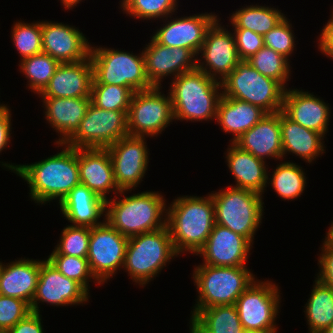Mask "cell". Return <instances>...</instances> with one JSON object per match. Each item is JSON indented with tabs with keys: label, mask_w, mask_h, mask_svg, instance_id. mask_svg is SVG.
I'll return each instance as SVG.
<instances>
[{
	"label": "cell",
	"mask_w": 333,
	"mask_h": 333,
	"mask_svg": "<svg viewBox=\"0 0 333 333\" xmlns=\"http://www.w3.org/2000/svg\"><path fill=\"white\" fill-rule=\"evenodd\" d=\"M57 145L62 146L61 152L32 164L1 163L4 168L16 173L29 184L30 198L38 205L57 199L60 203L80 184L78 149L65 143Z\"/></svg>",
	"instance_id": "obj_1"
},
{
	"label": "cell",
	"mask_w": 333,
	"mask_h": 333,
	"mask_svg": "<svg viewBox=\"0 0 333 333\" xmlns=\"http://www.w3.org/2000/svg\"><path fill=\"white\" fill-rule=\"evenodd\" d=\"M215 224L211 194L206 197L180 196L167 207V226L175 251L197 254Z\"/></svg>",
	"instance_id": "obj_2"
},
{
	"label": "cell",
	"mask_w": 333,
	"mask_h": 333,
	"mask_svg": "<svg viewBox=\"0 0 333 333\" xmlns=\"http://www.w3.org/2000/svg\"><path fill=\"white\" fill-rule=\"evenodd\" d=\"M118 196L106 201L105 220L125 237L167 226V205L161 193L144 191Z\"/></svg>",
	"instance_id": "obj_3"
},
{
	"label": "cell",
	"mask_w": 333,
	"mask_h": 333,
	"mask_svg": "<svg viewBox=\"0 0 333 333\" xmlns=\"http://www.w3.org/2000/svg\"><path fill=\"white\" fill-rule=\"evenodd\" d=\"M220 90L221 82L198 68L171 79L168 93L171 96L174 120H215L218 102L222 96Z\"/></svg>",
	"instance_id": "obj_4"
},
{
	"label": "cell",
	"mask_w": 333,
	"mask_h": 333,
	"mask_svg": "<svg viewBox=\"0 0 333 333\" xmlns=\"http://www.w3.org/2000/svg\"><path fill=\"white\" fill-rule=\"evenodd\" d=\"M255 278L247 266H196L193 281L199 295L191 314L216 305H234Z\"/></svg>",
	"instance_id": "obj_5"
},
{
	"label": "cell",
	"mask_w": 333,
	"mask_h": 333,
	"mask_svg": "<svg viewBox=\"0 0 333 333\" xmlns=\"http://www.w3.org/2000/svg\"><path fill=\"white\" fill-rule=\"evenodd\" d=\"M178 257L168 226L128 239L123 268L140 287L154 279L171 259Z\"/></svg>",
	"instance_id": "obj_6"
},
{
	"label": "cell",
	"mask_w": 333,
	"mask_h": 333,
	"mask_svg": "<svg viewBox=\"0 0 333 333\" xmlns=\"http://www.w3.org/2000/svg\"><path fill=\"white\" fill-rule=\"evenodd\" d=\"M214 203L215 223L245 237L252 245L262 223L263 195L227 186L210 193Z\"/></svg>",
	"instance_id": "obj_7"
},
{
	"label": "cell",
	"mask_w": 333,
	"mask_h": 333,
	"mask_svg": "<svg viewBox=\"0 0 333 333\" xmlns=\"http://www.w3.org/2000/svg\"><path fill=\"white\" fill-rule=\"evenodd\" d=\"M222 95L261 107L267 113L282 111L285 88L263 76L247 61H240L221 82Z\"/></svg>",
	"instance_id": "obj_8"
},
{
	"label": "cell",
	"mask_w": 333,
	"mask_h": 333,
	"mask_svg": "<svg viewBox=\"0 0 333 333\" xmlns=\"http://www.w3.org/2000/svg\"><path fill=\"white\" fill-rule=\"evenodd\" d=\"M139 54L114 48L91 47L93 78L99 84L124 86L133 92L151 89L154 86L147 77L143 53Z\"/></svg>",
	"instance_id": "obj_9"
},
{
	"label": "cell",
	"mask_w": 333,
	"mask_h": 333,
	"mask_svg": "<svg viewBox=\"0 0 333 333\" xmlns=\"http://www.w3.org/2000/svg\"><path fill=\"white\" fill-rule=\"evenodd\" d=\"M127 114L128 111L104 110L90 103L79 128L65 144L76 149H106L129 136Z\"/></svg>",
	"instance_id": "obj_10"
},
{
	"label": "cell",
	"mask_w": 333,
	"mask_h": 333,
	"mask_svg": "<svg viewBox=\"0 0 333 333\" xmlns=\"http://www.w3.org/2000/svg\"><path fill=\"white\" fill-rule=\"evenodd\" d=\"M162 87L134 92L127 114L130 136L157 137L174 121L171 96Z\"/></svg>",
	"instance_id": "obj_11"
},
{
	"label": "cell",
	"mask_w": 333,
	"mask_h": 333,
	"mask_svg": "<svg viewBox=\"0 0 333 333\" xmlns=\"http://www.w3.org/2000/svg\"><path fill=\"white\" fill-rule=\"evenodd\" d=\"M280 300L278 285L256 279L234 304L243 329L277 331L275 319L279 313Z\"/></svg>",
	"instance_id": "obj_12"
},
{
	"label": "cell",
	"mask_w": 333,
	"mask_h": 333,
	"mask_svg": "<svg viewBox=\"0 0 333 333\" xmlns=\"http://www.w3.org/2000/svg\"><path fill=\"white\" fill-rule=\"evenodd\" d=\"M128 239L106 220L90 228L87 259L92 274L102 285L123 269Z\"/></svg>",
	"instance_id": "obj_13"
},
{
	"label": "cell",
	"mask_w": 333,
	"mask_h": 333,
	"mask_svg": "<svg viewBox=\"0 0 333 333\" xmlns=\"http://www.w3.org/2000/svg\"><path fill=\"white\" fill-rule=\"evenodd\" d=\"M217 18L206 32L197 57V68L209 77L222 82L241 61L233 33L228 31ZM202 56V57H201ZM199 58V59H198ZM204 59V61H202Z\"/></svg>",
	"instance_id": "obj_14"
},
{
	"label": "cell",
	"mask_w": 333,
	"mask_h": 333,
	"mask_svg": "<svg viewBox=\"0 0 333 333\" xmlns=\"http://www.w3.org/2000/svg\"><path fill=\"white\" fill-rule=\"evenodd\" d=\"M145 137L127 136L106 148L110 154L120 191L134 190L146 174L149 153Z\"/></svg>",
	"instance_id": "obj_15"
},
{
	"label": "cell",
	"mask_w": 333,
	"mask_h": 333,
	"mask_svg": "<svg viewBox=\"0 0 333 333\" xmlns=\"http://www.w3.org/2000/svg\"><path fill=\"white\" fill-rule=\"evenodd\" d=\"M90 293L77 281L67 278L45 259L41 263L31 312L40 313L39 303L53 306H73L89 301Z\"/></svg>",
	"instance_id": "obj_16"
},
{
	"label": "cell",
	"mask_w": 333,
	"mask_h": 333,
	"mask_svg": "<svg viewBox=\"0 0 333 333\" xmlns=\"http://www.w3.org/2000/svg\"><path fill=\"white\" fill-rule=\"evenodd\" d=\"M145 71L153 86L161 87L162 79H172L197 68V56L187 48L166 47L157 43L152 37L150 43L142 50Z\"/></svg>",
	"instance_id": "obj_17"
},
{
	"label": "cell",
	"mask_w": 333,
	"mask_h": 333,
	"mask_svg": "<svg viewBox=\"0 0 333 333\" xmlns=\"http://www.w3.org/2000/svg\"><path fill=\"white\" fill-rule=\"evenodd\" d=\"M41 30L42 52L60 63L77 62L90 57L92 45L75 26L41 21Z\"/></svg>",
	"instance_id": "obj_18"
},
{
	"label": "cell",
	"mask_w": 333,
	"mask_h": 333,
	"mask_svg": "<svg viewBox=\"0 0 333 333\" xmlns=\"http://www.w3.org/2000/svg\"><path fill=\"white\" fill-rule=\"evenodd\" d=\"M217 18L216 14L206 12L192 16H181L170 19V21L166 17L165 24L156 30L152 38L166 47L187 48L198 57L206 32Z\"/></svg>",
	"instance_id": "obj_19"
},
{
	"label": "cell",
	"mask_w": 333,
	"mask_h": 333,
	"mask_svg": "<svg viewBox=\"0 0 333 333\" xmlns=\"http://www.w3.org/2000/svg\"><path fill=\"white\" fill-rule=\"evenodd\" d=\"M251 247L252 244L245 237L215 223L196 255L202 256V264L211 266H246Z\"/></svg>",
	"instance_id": "obj_20"
},
{
	"label": "cell",
	"mask_w": 333,
	"mask_h": 333,
	"mask_svg": "<svg viewBox=\"0 0 333 333\" xmlns=\"http://www.w3.org/2000/svg\"><path fill=\"white\" fill-rule=\"evenodd\" d=\"M78 165L80 183L105 201L109 199L107 195L110 192L114 191L115 195L119 194L122 197L125 192L132 191L119 190L115 181L112 160L107 149H78Z\"/></svg>",
	"instance_id": "obj_21"
},
{
	"label": "cell",
	"mask_w": 333,
	"mask_h": 333,
	"mask_svg": "<svg viewBox=\"0 0 333 333\" xmlns=\"http://www.w3.org/2000/svg\"><path fill=\"white\" fill-rule=\"evenodd\" d=\"M330 111L323 99L308 91L285 89L282 112L292 121L324 137L329 130Z\"/></svg>",
	"instance_id": "obj_22"
},
{
	"label": "cell",
	"mask_w": 333,
	"mask_h": 333,
	"mask_svg": "<svg viewBox=\"0 0 333 333\" xmlns=\"http://www.w3.org/2000/svg\"><path fill=\"white\" fill-rule=\"evenodd\" d=\"M93 66L90 57L77 62L60 63L38 97H90Z\"/></svg>",
	"instance_id": "obj_23"
},
{
	"label": "cell",
	"mask_w": 333,
	"mask_h": 333,
	"mask_svg": "<svg viewBox=\"0 0 333 333\" xmlns=\"http://www.w3.org/2000/svg\"><path fill=\"white\" fill-rule=\"evenodd\" d=\"M233 143L263 161L267 158L282 161L280 112L267 113Z\"/></svg>",
	"instance_id": "obj_24"
},
{
	"label": "cell",
	"mask_w": 333,
	"mask_h": 333,
	"mask_svg": "<svg viewBox=\"0 0 333 333\" xmlns=\"http://www.w3.org/2000/svg\"><path fill=\"white\" fill-rule=\"evenodd\" d=\"M44 105L45 119L60 134L57 143H65L79 128L85 117L91 97L60 98L41 97Z\"/></svg>",
	"instance_id": "obj_25"
},
{
	"label": "cell",
	"mask_w": 333,
	"mask_h": 333,
	"mask_svg": "<svg viewBox=\"0 0 333 333\" xmlns=\"http://www.w3.org/2000/svg\"><path fill=\"white\" fill-rule=\"evenodd\" d=\"M60 212L73 226L94 227L106 214V201L83 184L76 185L60 203Z\"/></svg>",
	"instance_id": "obj_26"
},
{
	"label": "cell",
	"mask_w": 333,
	"mask_h": 333,
	"mask_svg": "<svg viewBox=\"0 0 333 333\" xmlns=\"http://www.w3.org/2000/svg\"><path fill=\"white\" fill-rule=\"evenodd\" d=\"M43 261L24 257L4 264L0 278V295L18 298L31 305Z\"/></svg>",
	"instance_id": "obj_27"
},
{
	"label": "cell",
	"mask_w": 333,
	"mask_h": 333,
	"mask_svg": "<svg viewBox=\"0 0 333 333\" xmlns=\"http://www.w3.org/2000/svg\"><path fill=\"white\" fill-rule=\"evenodd\" d=\"M231 145V146H230ZM228 145L226 161L231 174L235 178V184L230 187L247 189L264 194L267 187L268 168L266 161L258 159L253 154L241 150L233 142Z\"/></svg>",
	"instance_id": "obj_28"
},
{
	"label": "cell",
	"mask_w": 333,
	"mask_h": 333,
	"mask_svg": "<svg viewBox=\"0 0 333 333\" xmlns=\"http://www.w3.org/2000/svg\"><path fill=\"white\" fill-rule=\"evenodd\" d=\"M281 142L283 158L292 153L306 163H312L319 155L325 153L324 136L307 129L289 119L280 111Z\"/></svg>",
	"instance_id": "obj_29"
},
{
	"label": "cell",
	"mask_w": 333,
	"mask_h": 333,
	"mask_svg": "<svg viewBox=\"0 0 333 333\" xmlns=\"http://www.w3.org/2000/svg\"><path fill=\"white\" fill-rule=\"evenodd\" d=\"M267 112L261 107L234 98L221 96L216 112V122L226 133H232L234 142L258 123Z\"/></svg>",
	"instance_id": "obj_30"
},
{
	"label": "cell",
	"mask_w": 333,
	"mask_h": 333,
	"mask_svg": "<svg viewBox=\"0 0 333 333\" xmlns=\"http://www.w3.org/2000/svg\"><path fill=\"white\" fill-rule=\"evenodd\" d=\"M314 282L304 312L309 333H321L333 323V290L317 278Z\"/></svg>",
	"instance_id": "obj_31"
},
{
	"label": "cell",
	"mask_w": 333,
	"mask_h": 333,
	"mask_svg": "<svg viewBox=\"0 0 333 333\" xmlns=\"http://www.w3.org/2000/svg\"><path fill=\"white\" fill-rule=\"evenodd\" d=\"M286 16L280 10L260 5L244 6L233 12L229 21L233 29H248L264 36Z\"/></svg>",
	"instance_id": "obj_32"
},
{
	"label": "cell",
	"mask_w": 333,
	"mask_h": 333,
	"mask_svg": "<svg viewBox=\"0 0 333 333\" xmlns=\"http://www.w3.org/2000/svg\"><path fill=\"white\" fill-rule=\"evenodd\" d=\"M306 173L296 163L290 161L280 162L272 172L267 173V184L273 187L283 200H294L300 197L306 187ZM270 176V178H269Z\"/></svg>",
	"instance_id": "obj_33"
},
{
	"label": "cell",
	"mask_w": 333,
	"mask_h": 333,
	"mask_svg": "<svg viewBox=\"0 0 333 333\" xmlns=\"http://www.w3.org/2000/svg\"><path fill=\"white\" fill-rule=\"evenodd\" d=\"M19 64L20 73L22 72L28 80V88L39 95L51 80L60 62L41 52L22 59Z\"/></svg>",
	"instance_id": "obj_34"
},
{
	"label": "cell",
	"mask_w": 333,
	"mask_h": 333,
	"mask_svg": "<svg viewBox=\"0 0 333 333\" xmlns=\"http://www.w3.org/2000/svg\"><path fill=\"white\" fill-rule=\"evenodd\" d=\"M246 61L260 74L278 81L287 89V81L291 76L290 62L287 58L264 46Z\"/></svg>",
	"instance_id": "obj_35"
},
{
	"label": "cell",
	"mask_w": 333,
	"mask_h": 333,
	"mask_svg": "<svg viewBox=\"0 0 333 333\" xmlns=\"http://www.w3.org/2000/svg\"><path fill=\"white\" fill-rule=\"evenodd\" d=\"M134 92L124 86L99 84L94 78L91 88V103L98 108L114 111H129Z\"/></svg>",
	"instance_id": "obj_36"
},
{
	"label": "cell",
	"mask_w": 333,
	"mask_h": 333,
	"mask_svg": "<svg viewBox=\"0 0 333 333\" xmlns=\"http://www.w3.org/2000/svg\"><path fill=\"white\" fill-rule=\"evenodd\" d=\"M196 316L215 333H242L244 330L235 305L212 306Z\"/></svg>",
	"instance_id": "obj_37"
},
{
	"label": "cell",
	"mask_w": 333,
	"mask_h": 333,
	"mask_svg": "<svg viewBox=\"0 0 333 333\" xmlns=\"http://www.w3.org/2000/svg\"><path fill=\"white\" fill-rule=\"evenodd\" d=\"M178 0H121L122 12L136 19L152 20L154 18H172Z\"/></svg>",
	"instance_id": "obj_38"
},
{
	"label": "cell",
	"mask_w": 333,
	"mask_h": 333,
	"mask_svg": "<svg viewBox=\"0 0 333 333\" xmlns=\"http://www.w3.org/2000/svg\"><path fill=\"white\" fill-rule=\"evenodd\" d=\"M12 41L20 54V60L42 52L41 21L15 22L11 29Z\"/></svg>",
	"instance_id": "obj_39"
},
{
	"label": "cell",
	"mask_w": 333,
	"mask_h": 333,
	"mask_svg": "<svg viewBox=\"0 0 333 333\" xmlns=\"http://www.w3.org/2000/svg\"><path fill=\"white\" fill-rule=\"evenodd\" d=\"M61 238L51 255H68L87 258L90 227L67 225L61 231Z\"/></svg>",
	"instance_id": "obj_40"
},
{
	"label": "cell",
	"mask_w": 333,
	"mask_h": 333,
	"mask_svg": "<svg viewBox=\"0 0 333 333\" xmlns=\"http://www.w3.org/2000/svg\"><path fill=\"white\" fill-rule=\"evenodd\" d=\"M47 260L67 278L80 283L88 292L90 291L89 282L101 283L92 274L87 258H80L68 255H49ZM96 281V282H95Z\"/></svg>",
	"instance_id": "obj_41"
},
{
	"label": "cell",
	"mask_w": 333,
	"mask_h": 333,
	"mask_svg": "<svg viewBox=\"0 0 333 333\" xmlns=\"http://www.w3.org/2000/svg\"><path fill=\"white\" fill-rule=\"evenodd\" d=\"M285 17L278 25L272 28L267 34L263 36L264 46L271 48L287 58L292 56V52L295 50L296 37L291 29L292 24Z\"/></svg>",
	"instance_id": "obj_42"
},
{
	"label": "cell",
	"mask_w": 333,
	"mask_h": 333,
	"mask_svg": "<svg viewBox=\"0 0 333 333\" xmlns=\"http://www.w3.org/2000/svg\"><path fill=\"white\" fill-rule=\"evenodd\" d=\"M29 313L30 305L24 300L0 295V332L8 331Z\"/></svg>",
	"instance_id": "obj_43"
},
{
	"label": "cell",
	"mask_w": 333,
	"mask_h": 333,
	"mask_svg": "<svg viewBox=\"0 0 333 333\" xmlns=\"http://www.w3.org/2000/svg\"><path fill=\"white\" fill-rule=\"evenodd\" d=\"M237 52L241 61H246L264 47L263 36L248 29H233Z\"/></svg>",
	"instance_id": "obj_44"
},
{
	"label": "cell",
	"mask_w": 333,
	"mask_h": 333,
	"mask_svg": "<svg viewBox=\"0 0 333 333\" xmlns=\"http://www.w3.org/2000/svg\"><path fill=\"white\" fill-rule=\"evenodd\" d=\"M321 246L322 252L318 258L320 270L316 278L333 290V245L323 241Z\"/></svg>",
	"instance_id": "obj_45"
},
{
	"label": "cell",
	"mask_w": 333,
	"mask_h": 333,
	"mask_svg": "<svg viewBox=\"0 0 333 333\" xmlns=\"http://www.w3.org/2000/svg\"><path fill=\"white\" fill-rule=\"evenodd\" d=\"M42 315L31 312L23 320L16 323L7 333H45L43 332Z\"/></svg>",
	"instance_id": "obj_46"
},
{
	"label": "cell",
	"mask_w": 333,
	"mask_h": 333,
	"mask_svg": "<svg viewBox=\"0 0 333 333\" xmlns=\"http://www.w3.org/2000/svg\"><path fill=\"white\" fill-rule=\"evenodd\" d=\"M319 45L320 52L326 57L333 59V14L331 13L328 23L323 27L319 34Z\"/></svg>",
	"instance_id": "obj_47"
},
{
	"label": "cell",
	"mask_w": 333,
	"mask_h": 333,
	"mask_svg": "<svg viewBox=\"0 0 333 333\" xmlns=\"http://www.w3.org/2000/svg\"><path fill=\"white\" fill-rule=\"evenodd\" d=\"M11 109L9 106L0 111V153L11 142L12 125H11ZM9 143V144H8Z\"/></svg>",
	"instance_id": "obj_48"
},
{
	"label": "cell",
	"mask_w": 333,
	"mask_h": 333,
	"mask_svg": "<svg viewBox=\"0 0 333 333\" xmlns=\"http://www.w3.org/2000/svg\"><path fill=\"white\" fill-rule=\"evenodd\" d=\"M190 323V333H215L210 330L196 315H191Z\"/></svg>",
	"instance_id": "obj_49"
},
{
	"label": "cell",
	"mask_w": 333,
	"mask_h": 333,
	"mask_svg": "<svg viewBox=\"0 0 333 333\" xmlns=\"http://www.w3.org/2000/svg\"><path fill=\"white\" fill-rule=\"evenodd\" d=\"M62 5L65 9H73L78 3H80L82 0H60Z\"/></svg>",
	"instance_id": "obj_50"
},
{
	"label": "cell",
	"mask_w": 333,
	"mask_h": 333,
	"mask_svg": "<svg viewBox=\"0 0 333 333\" xmlns=\"http://www.w3.org/2000/svg\"><path fill=\"white\" fill-rule=\"evenodd\" d=\"M331 226L328 229V232H326V236H325V243H329L333 245V222H331Z\"/></svg>",
	"instance_id": "obj_51"
},
{
	"label": "cell",
	"mask_w": 333,
	"mask_h": 333,
	"mask_svg": "<svg viewBox=\"0 0 333 333\" xmlns=\"http://www.w3.org/2000/svg\"><path fill=\"white\" fill-rule=\"evenodd\" d=\"M242 333H277V331L243 330Z\"/></svg>",
	"instance_id": "obj_52"
},
{
	"label": "cell",
	"mask_w": 333,
	"mask_h": 333,
	"mask_svg": "<svg viewBox=\"0 0 333 333\" xmlns=\"http://www.w3.org/2000/svg\"><path fill=\"white\" fill-rule=\"evenodd\" d=\"M321 333H333V323L326 329H324Z\"/></svg>",
	"instance_id": "obj_53"
},
{
	"label": "cell",
	"mask_w": 333,
	"mask_h": 333,
	"mask_svg": "<svg viewBox=\"0 0 333 333\" xmlns=\"http://www.w3.org/2000/svg\"><path fill=\"white\" fill-rule=\"evenodd\" d=\"M3 267H4V264H3V262L0 261V278H1L2 271H3Z\"/></svg>",
	"instance_id": "obj_54"
},
{
	"label": "cell",
	"mask_w": 333,
	"mask_h": 333,
	"mask_svg": "<svg viewBox=\"0 0 333 333\" xmlns=\"http://www.w3.org/2000/svg\"><path fill=\"white\" fill-rule=\"evenodd\" d=\"M7 106H8L7 104H6V105H5V104H3V103H2V104H0V111H1V110H3V109H4L5 107H7Z\"/></svg>",
	"instance_id": "obj_55"
}]
</instances>
